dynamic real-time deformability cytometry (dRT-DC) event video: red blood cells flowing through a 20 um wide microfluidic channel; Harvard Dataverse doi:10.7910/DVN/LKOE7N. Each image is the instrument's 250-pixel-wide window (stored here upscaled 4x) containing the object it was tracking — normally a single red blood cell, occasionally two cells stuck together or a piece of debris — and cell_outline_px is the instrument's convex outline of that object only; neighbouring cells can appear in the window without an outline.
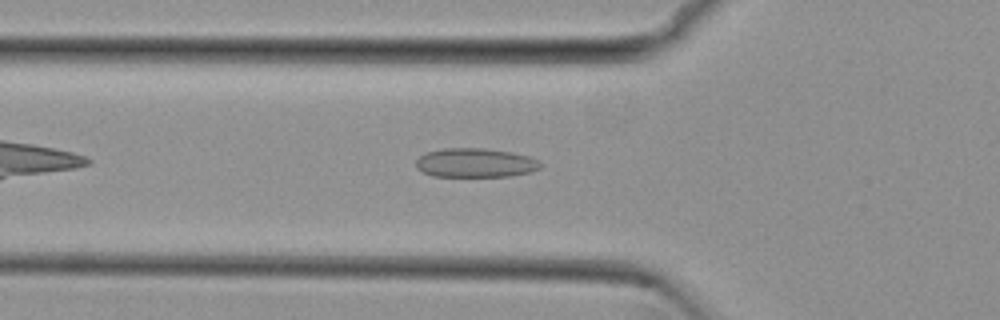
{"species": "common noctule bat (a hibernating species)", "species_latin": "Nyctalus noctula", "temperature_condition": "cold", "stored_images_in_passage": 42, "camera_frame_rate_fps": 3000, "um_per_image_px": 0.085, "animal": {"sex": "female", "body_mass_g": 29.2, "forearm_length_mm": 56.3}, "frame": {"image": 1, "passage_image": 7, "time_ms": 2.0, "image_size_px": [1000, 320], "cell_outline_px": [[540, 168], [528, 172], [512, 176], [432, 176], [416, 168], [416, 160], [420, 156], [428, 152], [444, 148], [484, 148], [512, 152], [528, 156], [536, 160], [540, 164]], "centroid_in_image_um": [40.38, 13.84], "position_along_channel_um": 85.4, "area_um2": 20.92}}
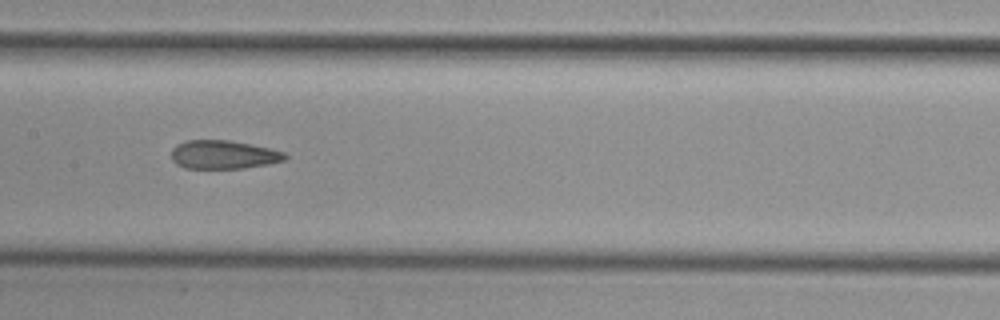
{"frame": {"image": 2, "passage_image": 15, "time_ms": 4.667, "image_size_px": [1000, 320], "cell_outline_px": [[288, 156], [284, 160], [244, 168], [184, 168], [176, 164], [172, 160], [172, 148], [176, 144], [188, 140], [228, 140], [268, 148], [284, 152]], "centroid_in_image_um": [18.94, 13.14], "position_along_channel_um": 188.5, "area_um2": 18.67}}
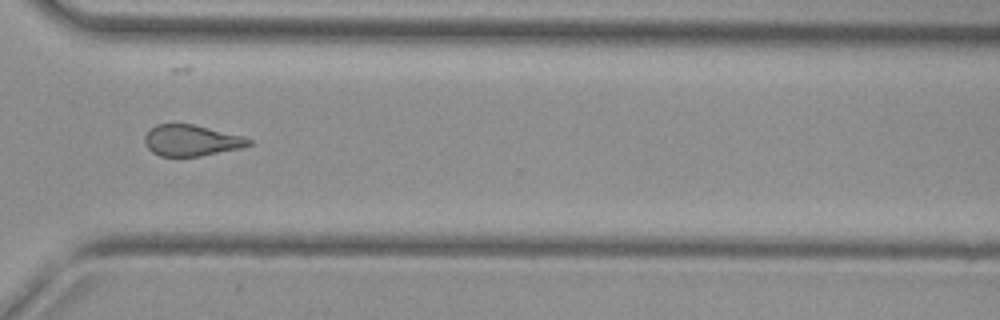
{"frame": {"image": 3, "passage_image": 28, "time_ms": 9.0, "image_size_px": [1000, 320], "cell_outline_px": [[252, 144], [244, 148], [200, 156], [160, 156], [152, 152], [148, 148], [144, 140], [144, 136], [156, 124], [192, 124], [244, 136], [252, 140]], "centroid_in_image_um": [16.31, 11.94], "position_along_channel_um": 354.3, "area_um2": 18.9}, "authors_computed_cell_mechanics": {"area_um2": 19.7965, "velocity_mm_per_s": 3.8266, "shape_relaxation_time_tau1_ms": null, "shape_relaxation_time_tau2_ms": 2.4094, "deformation_change_tau1": null, "deformation_change_tau2": 0.1084}}